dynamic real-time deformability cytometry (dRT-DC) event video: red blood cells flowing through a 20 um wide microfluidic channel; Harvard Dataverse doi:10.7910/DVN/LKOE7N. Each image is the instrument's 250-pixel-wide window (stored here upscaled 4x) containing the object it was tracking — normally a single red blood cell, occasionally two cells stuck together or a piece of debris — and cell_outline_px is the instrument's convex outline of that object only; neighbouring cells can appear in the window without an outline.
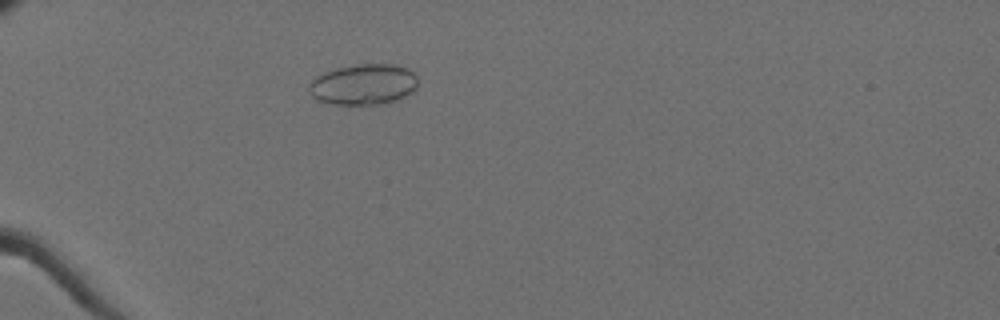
{"species": "Egyptian fruit bat (a non-hibernating species)", "species_latin": "Rousettus aegyptiacus", "temperature_condition": "cold", "stored_images_in_passage": 60, "camera_frame_rate_fps": 3000, "um_per_image_px": 0.085, "animal": {"sex": "female"}, "frame": {"image": 1, "passage_image": 20, "time_ms": 6.333, "image_size_px": [1000, 320], "cell_outline_px": [[416, 88], [412, 92], [396, 100], [380, 104], [332, 104], [316, 100], [312, 96], [308, 88], [312, 80], [316, 76], [324, 72], [336, 68], [356, 64], [396, 64], [408, 68], [416, 76]], "centroid_in_image_um": [30.88, 7.17], "position_along_channel_um": 54.1, "area_um2": 25.89}}
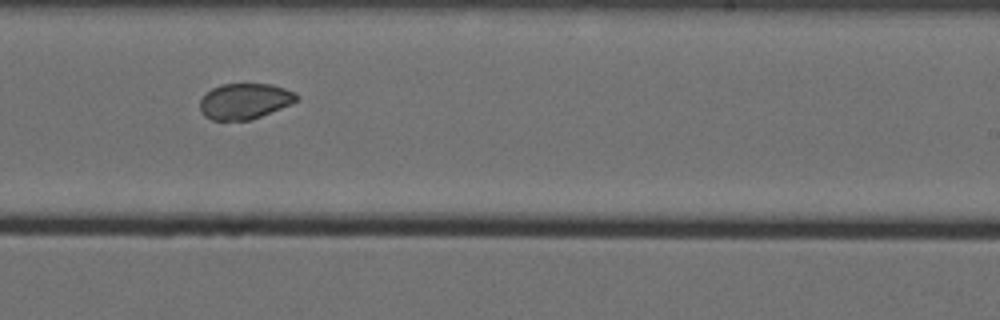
{"frame": {"image": 2, "passage_image": 40, "time_ms": 13.0, "image_size_px": [1000, 320], "cell_outline_px": [[300, 96], [292, 104], [252, 120], [212, 120], [204, 116], [200, 112], [200, 100], [212, 88], [220, 84], [272, 84], [296, 92]], "centroid_in_image_um": [20.82, 8.6], "position_along_channel_um": 268.2, "area_um2": 20.29}}
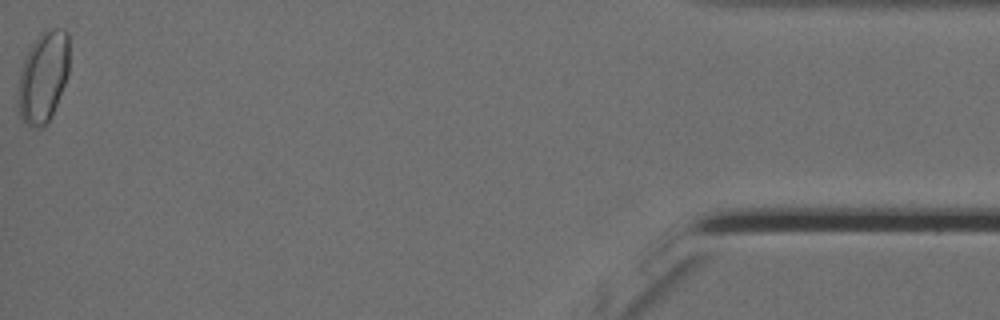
{"frame": {"image": 3, "passage_image": 60, "time_ms": 19.667, "image_size_px": [1000, 320], "cell_outline_px": [[68, 72], [64, 84], [52, 116], [48, 124], [44, 128], [28, 124], [20, 116], [20, 72], [24, 60], [32, 44], [40, 32], [48, 28], [64, 28], [68, 32]], "centroid_in_image_um": [3.72, 6.49], "position_along_channel_um": 431.5, "area_um2": 26.59}, "authors_computed_cell_mechanics": {"area_um2": 23.0622, "velocity_mm_per_s": 3.5567, "shape_relaxation_time_tau1_ms": null, "shape_relaxation_time_tau2_ms": 2.7006, "deformation_change_tau1": null, "deformation_change_tau2": 0.0398}}